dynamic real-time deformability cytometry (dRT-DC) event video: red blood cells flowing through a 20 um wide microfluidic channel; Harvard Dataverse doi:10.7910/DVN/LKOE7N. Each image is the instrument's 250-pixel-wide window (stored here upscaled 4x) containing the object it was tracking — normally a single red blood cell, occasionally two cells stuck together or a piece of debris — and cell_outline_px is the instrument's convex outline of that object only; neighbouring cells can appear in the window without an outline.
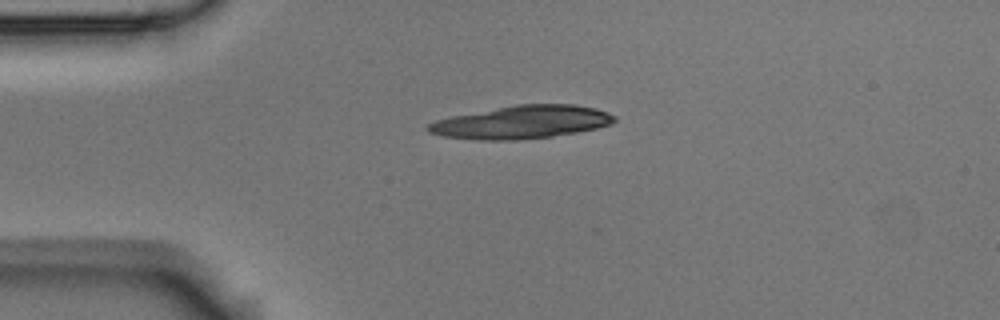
{"species": "Egyptian fruit bat (a non-hibernating species)", "species_latin": "Rousettus aegyptiacus", "temperature_condition": "room temperature", "stored_images_in_passage": 2, "camera_frame_rate_fps": 3000, "um_per_image_px": 0.085, "animal": {"sex": "male"}, "frame": {"image": 1, "passage_image": 1, "time_ms": 0.0, "image_size_px": [1000, 320], "cell_outline_px": [[616, 120], [612, 124], [596, 128], [576, 132], [552, 136], [516, 140], [480, 140], [444, 136], [428, 132], [424, 128], [428, 124], [436, 120], [452, 116], [516, 104], [576, 104], [596, 108], [608, 112], [616, 116]], "centroid_in_image_um": [44.36, 10.38], "position_along_channel_um": 40.6, "area_um2": 35.84}}